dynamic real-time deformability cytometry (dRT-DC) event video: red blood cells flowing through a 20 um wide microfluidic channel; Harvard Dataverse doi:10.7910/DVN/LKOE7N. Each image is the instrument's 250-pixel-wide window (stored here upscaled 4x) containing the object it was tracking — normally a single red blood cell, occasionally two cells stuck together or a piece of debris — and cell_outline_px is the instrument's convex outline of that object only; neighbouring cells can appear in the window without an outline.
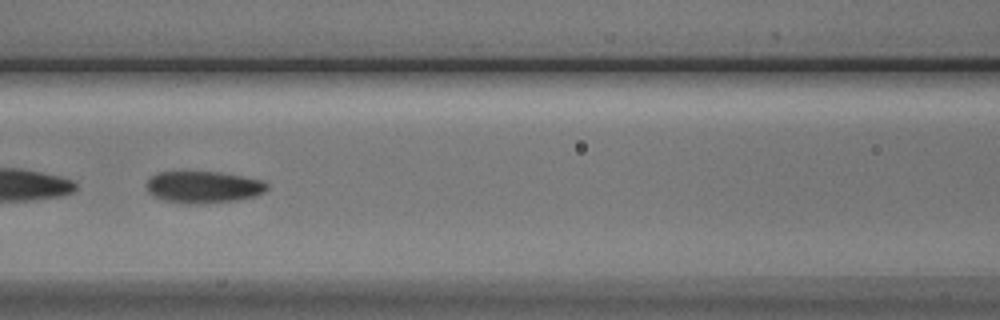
{"species": "Egyptian fruit bat (a non-hibernating species)", "species_latin": "Rousettus aegyptiacus", "temperature_condition": "cold", "stored_images_in_passage": 54, "camera_frame_rate_fps": 3000, "um_per_image_px": 0.085, "animal": {"sex": "male"}, "frame": {"image": 1, "passage_image": 24, "time_ms": 7.667, "image_size_px": [1000, 320], "cell_outline_px": [[268, 188], [264, 192], [256, 196], [236, 200], [204, 204], [180, 204], [164, 200], [152, 196], [148, 192], [144, 184], [152, 176], [160, 172], [220, 172], [264, 180], [268, 184]], "centroid_in_image_um": [17.28, 15.91], "position_along_channel_um": 149.3, "area_um2": 22.72}}
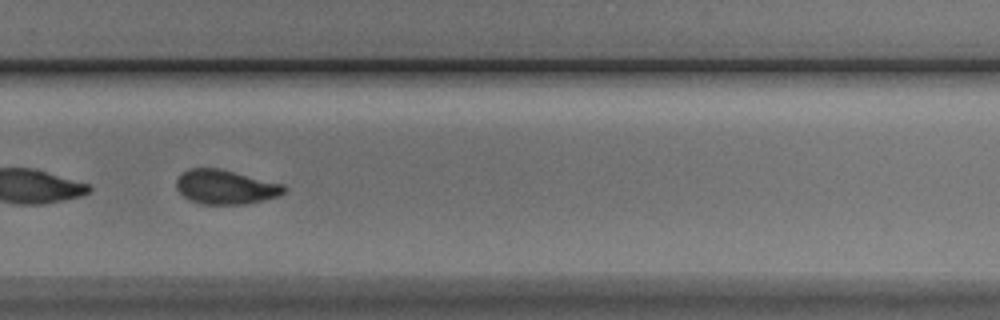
{"frame": {"image": 2, "passage_image": 37, "time_ms": 12.0, "image_size_px": [1000, 320], "cell_outline_px": [[288, 188], [284, 192], [276, 196], [248, 204], [200, 204], [188, 200], [176, 188], [176, 180], [188, 168], [220, 168], [284, 184]], "centroid_in_image_um": [19.16, 15.89], "position_along_channel_um": 310.6, "area_um2": 21.56}}